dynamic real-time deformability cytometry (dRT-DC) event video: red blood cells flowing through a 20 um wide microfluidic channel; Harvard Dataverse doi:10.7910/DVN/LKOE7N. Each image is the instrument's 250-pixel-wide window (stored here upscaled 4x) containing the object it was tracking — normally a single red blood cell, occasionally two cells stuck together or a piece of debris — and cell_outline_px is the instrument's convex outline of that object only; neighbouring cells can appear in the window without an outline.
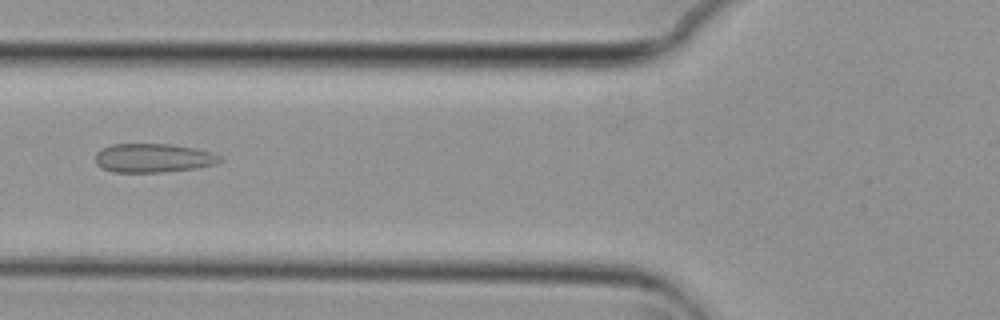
{"species": "common noctule bat (a hibernating species)", "species_latin": "Nyctalus noctula", "temperature_condition": "cold", "stored_images_in_passage": 51, "camera_frame_rate_fps": 3000, "um_per_image_px": 0.085, "animal": {"sex": "female", "body_mass_g": 29.2, "forearm_length_mm": 56.3}, "frame": {"image": 1, "passage_image": 17, "time_ms": 5.333, "image_size_px": [1000, 320], "cell_outline_px": [[224, 160], [216, 164], [196, 168], [160, 172], [112, 172], [100, 168], [96, 164], [96, 152], [112, 144], [172, 144], [196, 148], [212, 152], [220, 156]], "centroid_in_image_um": [13.04, 13.43], "position_along_channel_um": 112.8, "area_um2": 21.1}}
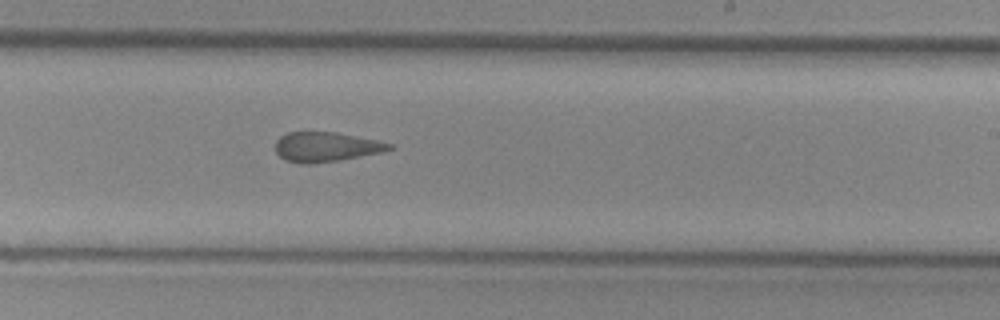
{"frame": {"image": 2, "passage_image": 29, "time_ms": 9.333, "image_size_px": [1000, 320], "cell_outline_px": [[396, 148], [384, 152], [340, 160], [312, 164], [308, 164], [284, 160], [276, 152], [276, 140], [280, 136], [288, 132], [336, 132], [376, 140], [392, 144]], "centroid_in_image_um": [27.73, 12.49], "position_along_channel_um": 261.3, "area_um2": 19.77}}
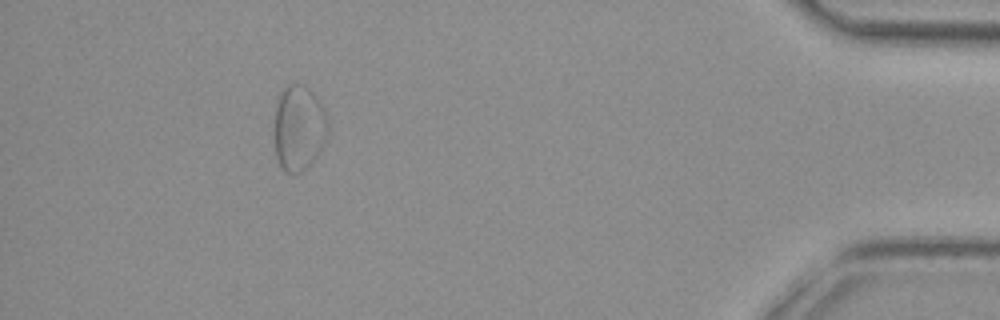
{"frame": {"image": 3, "passage_image": 46, "time_ms": 15.0, "image_size_px": [1000, 320], "cell_outline_px": [[328, 132], [316, 156], [300, 172], [284, 172], [276, 156], [272, 136], [276, 96], [284, 84], [304, 84], [316, 96], [324, 108], [328, 120]], "centroid_in_image_um": [25.33, 10.79], "position_along_channel_um": 409.9, "area_um2": 27.34}, "authors_computed_cell_mechanics": {"area_um2": 22.7732, "velocity_mm_per_s": 3.715, "shape_relaxation_time_tau1_ms": null, "shape_relaxation_time_tau2_ms": 2.0736, "deformation_change_tau1": null, "deformation_change_tau2": 0.1145}}